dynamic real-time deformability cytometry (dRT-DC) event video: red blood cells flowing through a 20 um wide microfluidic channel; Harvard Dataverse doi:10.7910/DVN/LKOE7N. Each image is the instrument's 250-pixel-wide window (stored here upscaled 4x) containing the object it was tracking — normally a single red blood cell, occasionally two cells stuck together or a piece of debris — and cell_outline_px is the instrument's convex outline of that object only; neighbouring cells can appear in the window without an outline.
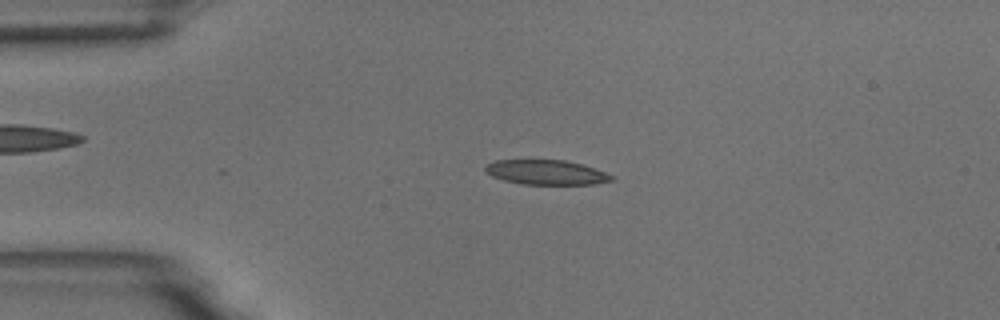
{"species": "common noctule bat (a hibernating species)", "species_latin": "Nyctalus noctula", "temperature_condition": "room temperature", "stored_images_in_passage": 58, "camera_frame_rate_fps": 3000, "um_per_image_px": 0.085, "animal": {"sex": "male", "body_mass_g": 18.8}, "frame": {"image": 1, "passage_image": 13, "time_ms": 4.0, "image_size_px": [1000, 320], "cell_outline_px": [[616, 180], [592, 184], [524, 184], [504, 180], [492, 176], [484, 172], [484, 168], [488, 164], [496, 160], [564, 160], [596, 168], [612, 176]], "centroid_in_image_um": [46.42, 14.65], "position_along_channel_um": 38.6, "area_um2": 18.03}}
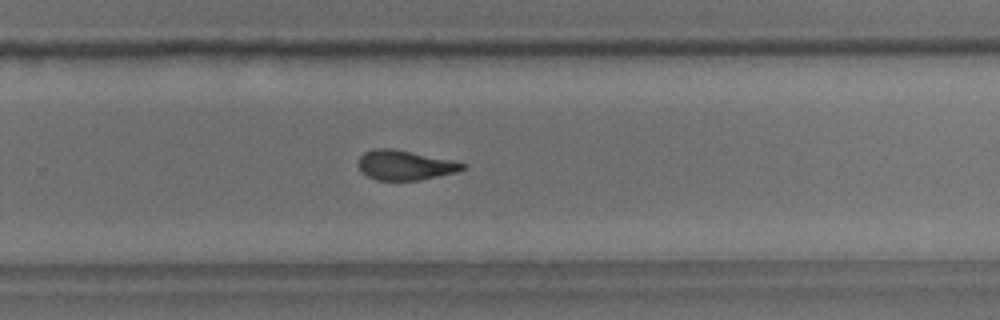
{"frame": {"image": 2, "passage_image": 38, "time_ms": 12.333, "image_size_px": [1000, 320], "cell_outline_px": [[468, 168], [456, 172], [420, 180], [376, 180], [360, 172], [356, 164], [360, 156], [364, 152], [372, 148], [392, 148], [452, 160], [468, 164]], "centroid_in_image_um": [34.4, 14.03], "position_along_channel_um": 295.4, "area_um2": 18.32}}
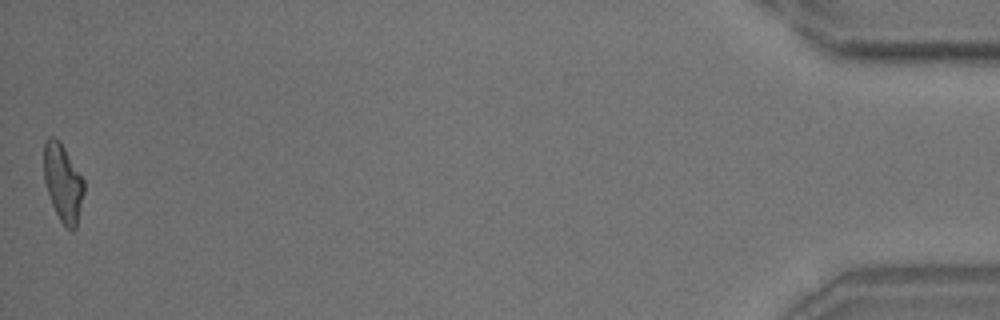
{"frame": {"image": 3, "passage_image": 58, "time_ms": 19.0, "image_size_px": [1000, 320], "cell_outline_px": [[84, 192], [76, 228], [72, 232], [60, 220], [52, 204], [44, 180], [44, 140], [48, 136], [52, 136], [60, 140], [84, 180]], "centroid_in_image_um": [5.35, 15.5], "position_along_channel_um": 429.9, "area_um2": 18.09}, "authors_computed_cell_mechanics": {"area_um2": 18.6405, "velocity_mm_per_s": 3.4353, "shape_relaxation_time_tau1_ms": null, "shape_relaxation_time_tau2_ms": 1.7248, "deformation_change_tau1": null, "deformation_change_tau2": 0.0918}}